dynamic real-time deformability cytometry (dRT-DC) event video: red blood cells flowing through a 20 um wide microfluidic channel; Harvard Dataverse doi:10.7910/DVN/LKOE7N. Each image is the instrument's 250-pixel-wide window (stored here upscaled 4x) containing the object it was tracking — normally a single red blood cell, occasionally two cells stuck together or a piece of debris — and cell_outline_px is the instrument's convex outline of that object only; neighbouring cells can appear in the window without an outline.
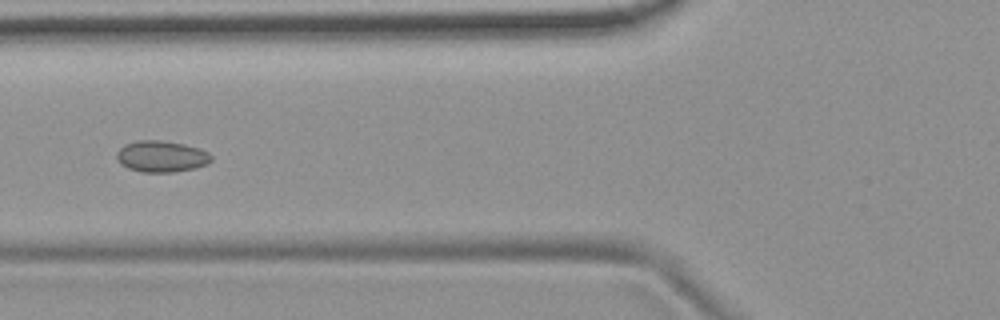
{"species": "common noctule bat (a hibernating species)", "species_latin": "Nyctalus noctula", "temperature_condition": "room temperature", "stored_images_in_passage": 8, "camera_frame_rate_fps": 3000, "um_per_image_px": 0.085, "animal": {"sex": "female", "body_mass_g": 19.9}, "frame": {"image": 1, "passage_image": 5, "time_ms": 4.667, "image_size_px": [1000, 320], "cell_outline_px": [[212, 160], [208, 164], [196, 168], [172, 172], [140, 172], [128, 168], [120, 164], [116, 156], [116, 152], [124, 144], [136, 140], [160, 140], [184, 144], [200, 148], [208, 152], [212, 156]], "centroid_in_image_um": [13.72, 13.29], "position_along_channel_um": 112.1, "area_um2": 17.51}}
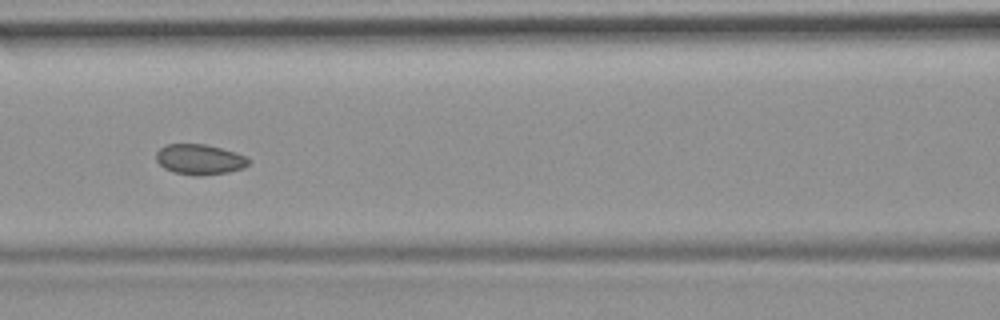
{"frame": {"image": 2, "passage_image": 6, "time_ms": 5.667, "image_size_px": [1000, 320], "cell_outline_px": [[252, 160], [244, 168], [228, 172], [200, 176], [192, 176], [172, 172], [164, 168], [156, 160], [156, 152], [160, 148], [168, 144], [208, 144], [236, 152], [248, 156]], "centroid_in_image_um": [17.0, 13.55], "position_along_channel_um": 149.6, "area_um2": 16.7}}
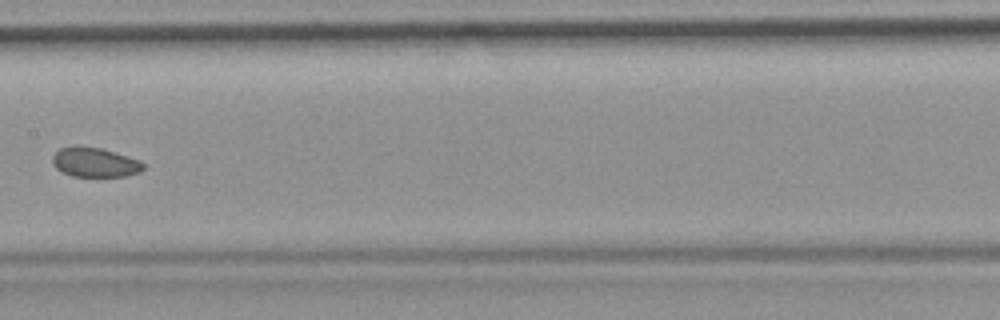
{"frame": {"image": 3, "passage_image": 7, "time_ms": 7.0, "image_size_px": [1000, 320], "cell_outline_px": [[144, 168], [140, 172], [124, 176], [72, 176], [56, 168], [52, 164], [52, 156], [60, 148], [76, 144], [100, 148], [128, 156], [144, 164]], "centroid_in_image_um": [8.01, 13.78], "position_along_channel_um": 199.4, "area_um2": 15.61}}